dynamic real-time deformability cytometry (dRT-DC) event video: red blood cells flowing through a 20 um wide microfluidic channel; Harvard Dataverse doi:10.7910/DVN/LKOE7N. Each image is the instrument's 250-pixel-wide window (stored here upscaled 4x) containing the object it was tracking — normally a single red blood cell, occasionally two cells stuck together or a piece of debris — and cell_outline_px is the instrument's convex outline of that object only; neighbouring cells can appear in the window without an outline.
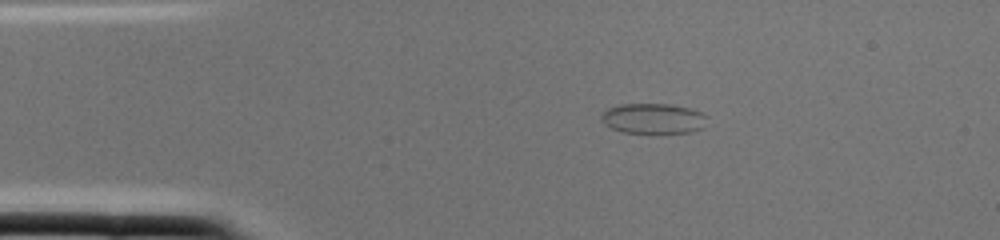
{"species": "common noctule bat (a hibernating species)", "species_latin": "Nyctalus noctula", "temperature_condition": "cold", "stored_images_in_passage": 1, "camera_frame_rate_fps": 3000, "um_per_image_px": 0.085, "animal": {"sex": "female", "body_mass_g": 22.0, "forearm_length_mm": 56.7}, "frame": {"image": 1, "passage_image": 1, "time_ms": 0.0, "image_size_px": [1000, 240], "cell_outline_px": [[704, 128], [692, 132], [656, 136], [624, 132], [612, 128], [604, 124], [600, 120], [600, 116], [608, 108], [620, 104], [672, 104], [688, 108], [700, 112], [704, 116]], "centroid_in_image_um": [55.5, 10.13], "position_along_channel_um": 29.5, "area_um2": 19.36}}